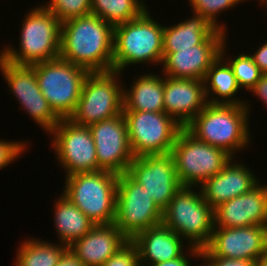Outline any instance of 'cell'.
<instances>
[{
	"label": "cell",
	"instance_id": "6da1fadb",
	"mask_svg": "<svg viewBox=\"0 0 267 266\" xmlns=\"http://www.w3.org/2000/svg\"><path fill=\"white\" fill-rule=\"evenodd\" d=\"M114 26L96 15L72 18L61 24L59 57L88 72L112 70Z\"/></svg>",
	"mask_w": 267,
	"mask_h": 266
},
{
	"label": "cell",
	"instance_id": "7a4b0ae2",
	"mask_svg": "<svg viewBox=\"0 0 267 266\" xmlns=\"http://www.w3.org/2000/svg\"><path fill=\"white\" fill-rule=\"evenodd\" d=\"M249 104H207L185 127L199 141L223 149L230 156L249 145Z\"/></svg>",
	"mask_w": 267,
	"mask_h": 266
},
{
	"label": "cell",
	"instance_id": "3957f363",
	"mask_svg": "<svg viewBox=\"0 0 267 266\" xmlns=\"http://www.w3.org/2000/svg\"><path fill=\"white\" fill-rule=\"evenodd\" d=\"M182 186L163 210L162 223L180 237L189 240L190 257L200 258L201 249L211 241L214 230V209L202 193ZM194 256V257H193Z\"/></svg>",
	"mask_w": 267,
	"mask_h": 266
},
{
	"label": "cell",
	"instance_id": "277c9868",
	"mask_svg": "<svg viewBox=\"0 0 267 266\" xmlns=\"http://www.w3.org/2000/svg\"><path fill=\"white\" fill-rule=\"evenodd\" d=\"M61 24L45 5L36 6L25 15L18 50L10 45L0 56L12 64L28 66L59 58Z\"/></svg>",
	"mask_w": 267,
	"mask_h": 266
},
{
	"label": "cell",
	"instance_id": "5b68a950",
	"mask_svg": "<svg viewBox=\"0 0 267 266\" xmlns=\"http://www.w3.org/2000/svg\"><path fill=\"white\" fill-rule=\"evenodd\" d=\"M163 26L154 20L148 9L139 17L114 27L112 70L124 71L133 64L163 61Z\"/></svg>",
	"mask_w": 267,
	"mask_h": 266
},
{
	"label": "cell",
	"instance_id": "8992f818",
	"mask_svg": "<svg viewBox=\"0 0 267 266\" xmlns=\"http://www.w3.org/2000/svg\"><path fill=\"white\" fill-rule=\"evenodd\" d=\"M119 175L109 171L65 177L63 194L95 225L114 223Z\"/></svg>",
	"mask_w": 267,
	"mask_h": 266
},
{
	"label": "cell",
	"instance_id": "52a82bcc",
	"mask_svg": "<svg viewBox=\"0 0 267 266\" xmlns=\"http://www.w3.org/2000/svg\"><path fill=\"white\" fill-rule=\"evenodd\" d=\"M31 66L50 108L60 119H69L76 109L89 72L60 57Z\"/></svg>",
	"mask_w": 267,
	"mask_h": 266
},
{
	"label": "cell",
	"instance_id": "ba28073f",
	"mask_svg": "<svg viewBox=\"0 0 267 266\" xmlns=\"http://www.w3.org/2000/svg\"><path fill=\"white\" fill-rule=\"evenodd\" d=\"M119 71L89 72L70 120L77 125L91 126L123 113V90ZM117 78V79H116Z\"/></svg>",
	"mask_w": 267,
	"mask_h": 266
},
{
	"label": "cell",
	"instance_id": "9c48e42d",
	"mask_svg": "<svg viewBox=\"0 0 267 266\" xmlns=\"http://www.w3.org/2000/svg\"><path fill=\"white\" fill-rule=\"evenodd\" d=\"M170 154L181 185L193 188L220 172L234 158L221 148L199 141L185 128L179 132Z\"/></svg>",
	"mask_w": 267,
	"mask_h": 266
},
{
	"label": "cell",
	"instance_id": "30bf717a",
	"mask_svg": "<svg viewBox=\"0 0 267 266\" xmlns=\"http://www.w3.org/2000/svg\"><path fill=\"white\" fill-rule=\"evenodd\" d=\"M134 157L170 154L183 129L165 112L123 110Z\"/></svg>",
	"mask_w": 267,
	"mask_h": 266
},
{
	"label": "cell",
	"instance_id": "8fae6325",
	"mask_svg": "<svg viewBox=\"0 0 267 266\" xmlns=\"http://www.w3.org/2000/svg\"><path fill=\"white\" fill-rule=\"evenodd\" d=\"M163 211L128 173L117 182L116 227L131 241L140 232L162 223Z\"/></svg>",
	"mask_w": 267,
	"mask_h": 266
},
{
	"label": "cell",
	"instance_id": "7c38bea8",
	"mask_svg": "<svg viewBox=\"0 0 267 266\" xmlns=\"http://www.w3.org/2000/svg\"><path fill=\"white\" fill-rule=\"evenodd\" d=\"M49 134L53 135L51 146L56 151L57 163L67 172L65 177L98 171L96 147L89 127L61 119Z\"/></svg>",
	"mask_w": 267,
	"mask_h": 266
},
{
	"label": "cell",
	"instance_id": "4fadbf2b",
	"mask_svg": "<svg viewBox=\"0 0 267 266\" xmlns=\"http://www.w3.org/2000/svg\"><path fill=\"white\" fill-rule=\"evenodd\" d=\"M200 256L255 260L267 264V226L214 227L211 241Z\"/></svg>",
	"mask_w": 267,
	"mask_h": 266
},
{
	"label": "cell",
	"instance_id": "5bb4252c",
	"mask_svg": "<svg viewBox=\"0 0 267 266\" xmlns=\"http://www.w3.org/2000/svg\"><path fill=\"white\" fill-rule=\"evenodd\" d=\"M0 70L12 95L17 98L23 110L49 134L60 122L43 96L35 70L28 65H15L0 56Z\"/></svg>",
	"mask_w": 267,
	"mask_h": 266
},
{
	"label": "cell",
	"instance_id": "9a60e30c",
	"mask_svg": "<svg viewBox=\"0 0 267 266\" xmlns=\"http://www.w3.org/2000/svg\"><path fill=\"white\" fill-rule=\"evenodd\" d=\"M163 211L182 187L171 154L134 157L127 172Z\"/></svg>",
	"mask_w": 267,
	"mask_h": 266
},
{
	"label": "cell",
	"instance_id": "2e32d148",
	"mask_svg": "<svg viewBox=\"0 0 267 266\" xmlns=\"http://www.w3.org/2000/svg\"><path fill=\"white\" fill-rule=\"evenodd\" d=\"M96 147L98 171L127 173L134 159L123 113L89 126Z\"/></svg>",
	"mask_w": 267,
	"mask_h": 266
},
{
	"label": "cell",
	"instance_id": "e0dca14e",
	"mask_svg": "<svg viewBox=\"0 0 267 266\" xmlns=\"http://www.w3.org/2000/svg\"><path fill=\"white\" fill-rule=\"evenodd\" d=\"M226 33L216 29L202 44L178 52L163 53L162 75L172 78L204 80L211 65L219 58Z\"/></svg>",
	"mask_w": 267,
	"mask_h": 266
},
{
	"label": "cell",
	"instance_id": "ac0fdd59",
	"mask_svg": "<svg viewBox=\"0 0 267 266\" xmlns=\"http://www.w3.org/2000/svg\"><path fill=\"white\" fill-rule=\"evenodd\" d=\"M267 226V185H257L245 194L214 208V227Z\"/></svg>",
	"mask_w": 267,
	"mask_h": 266
},
{
	"label": "cell",
	"instance_id": "d6986e66",
	"mask_svg": "<svg viewBox=\"0 0 267 266\" xmlns=\"http://www.w3.org/2000/svg\"><path fill=\"white\" fill-rule=\"evenodd\" d=\"M164 112L185 128L208 104L204 81L164 75Z\"/></svg>",
	"mask_w": 267,
	"mask_h": 266
},
{
	"label": "cell",
	"instance_id": "ffe728a7",
	"mask_svg": "<svg viewBox=\"0 0 267 266\" xmlns=\"http://www.w3.org/2000/svg\"><path fill=\"white\" fill-rule=\"evenodd\" d=\"M233 162V163H232ZM231 159L217 174L200 185L203 199L214 209L219 204L229 201L252 190L259 183L254 172L248 166Z\"/></svg>",
	"mask_w": 267,
	"mask_h": 266
},
{
	"label": "cell",
	"instance_id": "44dd1931",
	"mask_svg": "<svg viewBox=\"0 0 267 266\" xmlns=\"http://www.w3.org/2000/svg\"><path fill=\"white\" fill-rule=\"evenodd\" d=\"M130 240L115 223L95 225L68 247L84 266H101Z\"/></svg>",
	"mask_w": 267,
	"mask_h": 266
},
{
	"label": "cell",
	"instance_id": "7402d4cb",
	"mask_svg": "<svg viewBox=\"0 0 267 266\" xmlns=\"http://www.w3.org/2000/svg\"><path fill=\"white\" fill-rule=\"evenodd\" d=\"M131 242L138 250L141 266L178 258L184 253L182 237L163 223L140 232Z\"/></svg>",
	"mask_w": 267,
	"mask_h": 266
},
{
	"label": "cell",
	"instance_id": "603a6c76",
	"mask_svg": "<svg viewBox=\"0 0 267 266\" xmlns=\"http://www.w3.org/2000/svg\"><path fill=\"white\" fill-rule=\"evenodd\" d=\"M226 44V42L223 43L219 58L208 69L203 80L207 103L224 105H245L246 101H242L241 99L239 101V99L235 97L236 93H238L240 88L238 86L236 77L231 67L224 60V58L226 57H223L226 55L224 53L226 51ZM209 92L213 96L211 97L212 99L208 97L210 96Z\"/></svg>",
	"mask_w": 267,
	"mask_h": 266
},
{
	"label": "cell",
	"instance_id": "cb8c5ba5",
	"mask_svg": "<svg viewBox=\"0 0 267 266\" xmlns=\"http://www.w3.org/2000/svg\"><path fill=\"white\" fill-rule=\"evenodd\" d=\"M123 90V110L164 112V75L143 74Z\"/></svg>",
	"mask_w": 267,
	"mask_h": 266
},
{
	"label": "cell",
	"instance_id": "d4e9b609",
	"mask_svg": "<svg viewBox=\"0 0 267 266\" xmlns=\"http://www.w3.org/2000/svg\"><path fill=\"white\" fill-rule=\"evenodd\" d=\"M215 27L204 17L194 14L186 21L173 26H164L163 53L178 52L202 44L214 31Z\"/></svg>",
	"mask_w": 267,
	"mask_h": 266
},
{
	"label": "cell",
	"instance_id": "484cf974",
	"mask_svg": "<svg viewBox=\"0 0 267 266\" xmlns=\"http://www.w3.org/2000/svg\"><path fill=\"white\" fill-rule=\"evenodd\" d=\"M55 203L54 224L56 234L59 236L58 241L69 247L76 240L86 235L95 226V223L63 193Z\"/></svg>",
	"mask_w": 267,
	"mask_h": 266
},
{
	"label": "cell",
	"instance_id": "4316f807",
	"mask_svg": "<svg viewBox=\"0 0 267 266\" xmlns=\"http://www.w3.org/2000/svg\"><path fill=\"white\" fill-rule=\"evenodd\" d=\"M68 247L60 242L31 238L20 244L16 255L15 266H57L60 257Z\"/></svg>",
	"mask_w": 267,
	"mask_h": 266
},
{
	"label": "cell",
	"instance_id": "83f0119b",
	"mask_svg": "<svg viewBox=\"0 0 267 266\" xmlns=\"http://www.w3.org/2000/svg\"><path fill=\"white\" fill-rule=\"evenodd\" d=\"M143 0H91V14L114 27L139 17L148 7Z\"/></svg>",
	"mask_w": 267,
	"mask_h": 266
},
{
	"label": "cell",
	"instance_id": "f1b7e54d",
	"mask_svg": "<svg viewBox=\"0 0 267 266\" xmlns=\"http://www.w3.org/2000/svg\"><path fill=\"white\" fill-rule=\"evenodd\" d=\"M224 60L231 67L240 89L244 87L250 91L263 74L250 54L241 53L235 59L229 57Z\"/></svg>",
	"mask_w": 267,
	"mask_h": 266
},
{
	"label": "cell",
	"instance_id": "f546056e",
	"mask_svg": "<svg viewBox=\"0 0 267 266\" xmlns=\"http://www.w3.org/2000/svg\"><path fill=\"white\" fill-rule=\"evenodd\" d=\"M246 0H189L190 7L193 9L194 14L201 15L204 17L210 24H212L215 29L222 30L224 32L225 25L218 24L217 15L220 12L226 11L231 7H235L238 3Z\"/></svg>",
	"mask_w": 267,
	"mask_h": 266
},
{
	"label": "cell",
	"instance_id": "4dcf8cb0",
	"mask_svg": "<svg viewBox=\"0 0 267 266\" xmlns=\"http://www.w3.org/2000/svg\"><path fill=\"white\" fill-rule=\"evenodd\" d=\"M49 3V4H48ZM46 8L62 23L91 14V0H50Z\"/></svg>",
	"mask_w": 267,
	"mask_h": 266
},
{
	"label": "cell",
	"instance_id": "1f68e13d",
	"mask_svg": "<svg viewBox=\"0 0 267 266\" xmlns=\"http://www.w3.org/2000/svg\"><path fill=\"white\" fill-rule=\"evenodd\" d=\"M101 266H141L136 246L129 241Z\"/></svg>",
	"mask_w": 267,
	"mask_h": 266
},
{
	"label": "cell",
	"instance_id": "d6a6232c",
	"mask_svg": "<svg viewBox=\"0 0 267 266\" xmlns=\"http://www.w3.org/2000/svg\"><path fill=\"white\" fill-rule=\"evenodd\" d=\"M20 141H2L0 139V169L5 168L21 156L27 149V143Z\"/></svg>",
	"mask_w": 267,
	"mask_h": 266
},
{
	"label": "cell",
	"instance_id": "836d02e7",
	"mask_svg": "<svg viewBox=\"0 0 267 266\" xmlns=\"http://www.w3.org/2000/svg\"><path fill=\"white\" fill-rule=\"evenodd\" d=\"M204 262L200 266H261L255 260H245L239 258H223L218 256H200ZM205 258V259H204Z\"/></svg>",
	"mask_w": 267,
	"mask_h": 266
},
{
	"label": "cell",
	"instance_id": "e575fe53",
	"mask_svg": "<svg viewBox=\"0 0 267 266\" xmlns=\"http://www.w3.org/2000/svg\"><path fill=\"white\" fill-rule=\"evenodd\" d=\"M254 63L263 74H267V42L260 46L252 55Z\"/></svg>",
	"mask_w": 267,
	"mask_h": 266
},
{
	"label": "cell",
	"instance_id": "d590c367",
	"mask_svg": "<svg viewBox=\"0 0 267 266\" xmlns=\"http://www.w3.org/2000/svg\"><path fill=\"white\" fill-rule=\"evenodd\" d=\"M253 95H257L259 100L267 105V74H262L261 78L256 82L254 87L250 90Z\"/></svg>",
	"mask_w": 267,
	"mask_h": 266
},
{
	"label": "cell",
	"instance_id": "8d00e7d4",
	"mask_svg": "<svg viewBox=\"0 0 267 266\" xmlns=\"http://www.w3.org/2000/svg\"><path fill=\"white\" fill-rule=\"evenodd\" d=\"M57 266H84V264L72 253L70 249H67L60 257Z\"/></svg>",
	"mask_w": 267,
	"mask_h": 266
},
{
	"label": "cell",
	"instance_id": "74e56055",
	"mask_svg": "<svg viewBox=\"0 0 267 266\" xmlns=\"http://www.w3.org/2000/svg\"><path fill=\"white\" fill-rule=\"evenodd\" d=\"M187 253H183L180 257L174 258L168 261L160 262V263H154L149 266H191V264L188 261V257L186 256ZM199 266V265H197Z\"/></svg>",
	"mask_w": 267,
	"mask_h": 266
},
{
	"label": "cell",
	"instance_id": "f35d334b",
	"mask_svg": "<svg viewBox=\"0 0 267 266\" xmlns=\"http://www.w3.org/2000/svg\"><path fill=\"white\" fill-rule=\"evenodd\" d=\"M261 3H263L264 5H266L267 4V0H263Z\"/></svg>",
	"mask_w": 267,
	"mask_h": 266
}]
</instances>
